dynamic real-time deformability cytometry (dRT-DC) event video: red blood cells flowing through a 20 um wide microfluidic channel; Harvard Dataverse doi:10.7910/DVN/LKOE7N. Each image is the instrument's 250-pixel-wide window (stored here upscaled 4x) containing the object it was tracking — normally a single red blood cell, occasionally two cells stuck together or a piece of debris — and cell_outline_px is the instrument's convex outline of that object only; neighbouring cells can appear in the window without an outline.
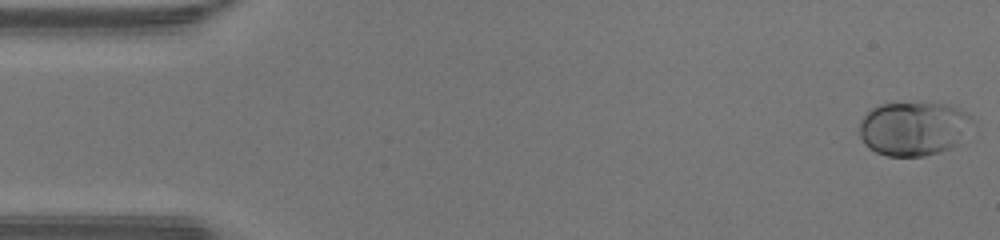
{"species": "human", "species_latin": "Homo sapiens", "temperature_condition": "warm", "stored_images_in_passage": 48, "camera_frame_rate_fps": 3000, "um_per_image_px": 0.085, "donor": {"sex": "male"}, "frame": {"image": 1, "passage_image": 1, "time_ms": 0.0, "image_size_px": [1000, 240], "cell_outline_px": [[972, 120], [952, 148], [940, 152], [924, 156], [888, 156], [876, 152], [868, 148], [864, 144], [860, 136], [860, 120], [872, 108], [880, 104], [948, 104], [968, 112], [972, 116]], "centroid_in_image_um": [77.61, 10.94], "position_along_channel_um": 7.4, "area_um2": 35.03}}
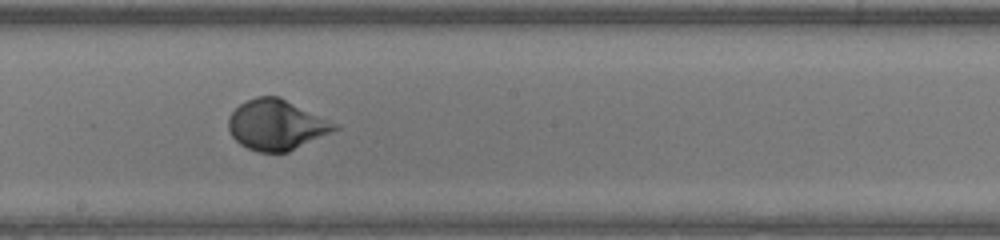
{"frame": {"image": 2, "passage_image": 26, "time_ms": 8.333, "image_size_px": [1000, 240], "cell_outline_px": [[340, 128], [288, 152], [260, 152], [248, 148], [240, 144], [232, 136], [228, 128], [228, 116], [240, 104], [256, 96], [280, 96], [340, 124]], "centroid_in_image_um": [23.52, 10.6], "position_along_channel_um": 224.7, "area_um2": 31.27}}
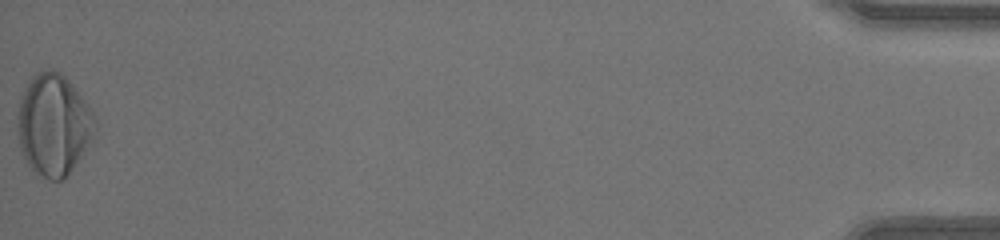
{"frame": {"image": 3, "passage_image": 48, "time_ms": 15.667, "image_size_px": [1000, 240], "cell_outline_px": [[96, 128], [88, 144], [64, 180], [48, 180], [36, 172], [28, 164], [20, 152], [16, 116], [20, 96], [24, 88], [32, 76], [36, 72], [60, 72], [68, 80], [88, 104], [92, 112], [96, 124]], "centroid_in_image_um": [4.51, 10.62], "position_along_channel_um": 430.7, "area_um2": 45.43}, "authors_computed_cell_mechanics": {"area_um2": 31.5299, "velocity_mm_per_s": 4.2998, "shape_relaxation_time_tau1_ms": 2.7466, "shape_relaxation_time_tau2_ms": null, "deformation_change_tau1": 0.191, "deformation_change_tau2": null}}